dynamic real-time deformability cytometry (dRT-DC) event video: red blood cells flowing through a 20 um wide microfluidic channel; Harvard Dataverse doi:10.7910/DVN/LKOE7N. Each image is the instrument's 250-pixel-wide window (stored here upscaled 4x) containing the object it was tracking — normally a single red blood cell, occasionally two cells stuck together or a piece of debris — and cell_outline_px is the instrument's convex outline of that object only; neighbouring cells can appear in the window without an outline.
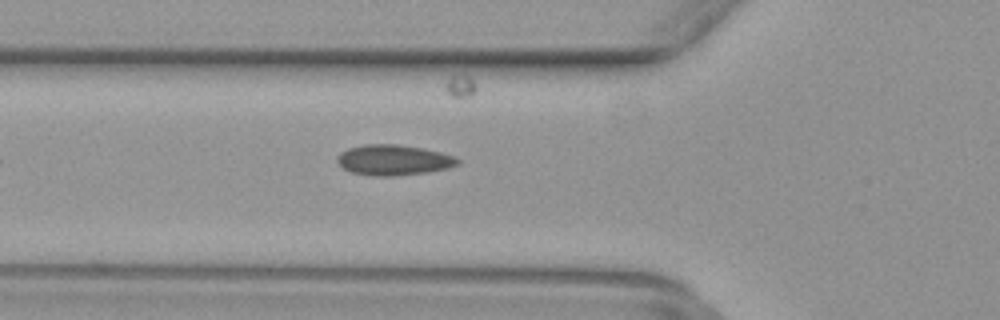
{"species": "common noctule bat (a hibernating species)", "species_latin": "Nyctalus noctula", "temperature_condition": "warm", "stored_images_in_passage": 32, "camera_frame_rate_fps": 3000, "um_per_image_px": 0.085, "animal": {"sex": "female", "body_mass_g": 29.2, "forearm_length_mm": 56.3}, "frame": {"image": 1, "passage_image": 2, "time_ms": 0.333, "image_size_px": [1000, 320], "cell_outline_px": [[460, 164], [448, 168], [428, 172], [392, 176], [372, 176], [352, 172], [344, 168], [336, 160], [336, 156], [340, 152], [348, 148], [364, 144], [396, 144], [424, 148], [456, 156], [460, 160]], "centroid_in_image_um": [33.47, 13.59], "position_along_channel_um": 92.3, "area_um2": 21.56}}
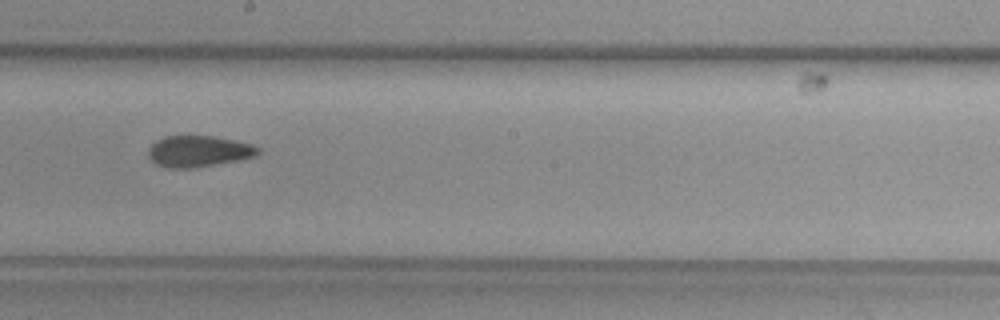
{"frame": {"image": 2, "passage_image": 12, "time_ms": 3.667, "image_size_px": [1000, 320], "cell_outline_px": [[260, 152], [256, 156], [236, 160], [188, 168], [168, 168], [156, 164], [148, 156], [148, 148], [156, 140], [164, 136], [212, 136], [252, 144], [260, 148]], "centroid_in_image_um": [16.85, 12.85], "position_along_channel_um": 231.4, "area_um2": 19.71}}
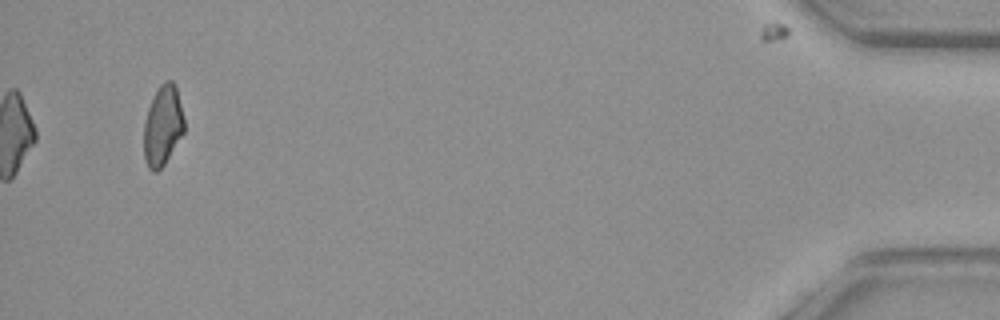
{"frame": {"image": 3, "passage_image": 32, "time_ms": 10.333, "image_size_px": [1000, 320], "cell_outline_px": [[184, 132], [164, 164], [156, 172], [152, 172], [148, 168], [144, 160], [144, 120], [152, 96], [160, 84], [164, 80], [172, 80], [176, 84], [184, 116]], "centroid_in_image_um": [13.83, 10.64], "position_along_channel_um": 421.4, "area_um2": 19.13}}